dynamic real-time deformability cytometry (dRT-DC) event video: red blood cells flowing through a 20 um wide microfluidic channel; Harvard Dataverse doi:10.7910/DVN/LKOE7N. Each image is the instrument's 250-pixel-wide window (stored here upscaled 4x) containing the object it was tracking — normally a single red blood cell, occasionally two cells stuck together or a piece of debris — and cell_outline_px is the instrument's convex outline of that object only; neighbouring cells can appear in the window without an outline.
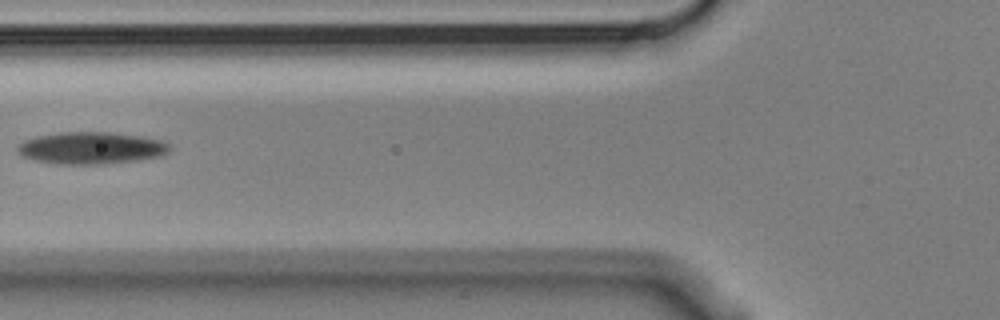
{"species": "Egyptian fruit bat (a non-hibernating species)", "species_latin": "Rousettus aegyptiacus", "temperature_condition": "cold", "stored_images_in_passage": 3, "camera_frame_rate_fps": 3000, "um_per_image_px": 0.085, "animal": {"sex": "male"}, "frame": {"image": 1, "passage_image": 2, "time_ms": 0.333, "image_size_px": [1000, 320], "cell_outline_px": [[172, 148], [168, 152], [160, 156], [136, 160], [104, 164], [56, 164], [36, 160], [24, 156], [16, 148], [24, 140], [36, 136], [60, 132], [108, 132], [140, 136], [160, 140], [168, 144]], "centroid_in_image_um": [7.75, 12.58], "position_along_channel_um": 118.0, "area_um2": 28.21}}
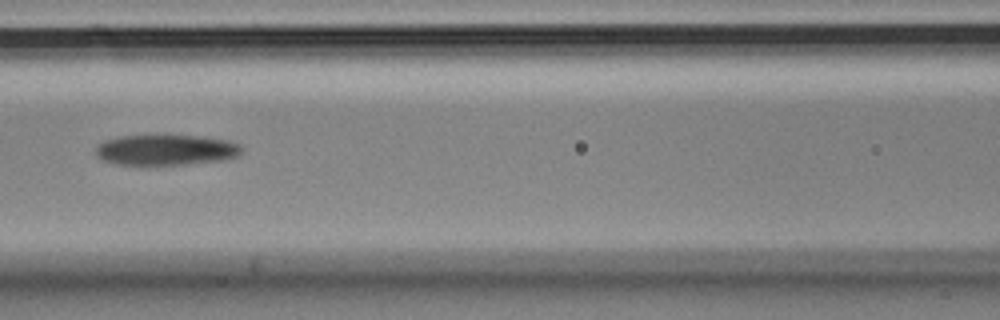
{"frame": {"image": 2, "passage_image": 3, "time_ms": 0.667, "image_size_px": [1000, 320], "cell_outline_px": [[240, 152], [236, 156], [220, 160], [184, 164], [140, 168], [116, 164], [104, 160], [96, 156], [96, 148], [104, 140], [120, 136], [200, 136], [228, 140], [240, 144]], "centroid_in_image_um": [14.02, 12.78], "position_along_channel_um": 152.6, "area_um2": 26.47}}